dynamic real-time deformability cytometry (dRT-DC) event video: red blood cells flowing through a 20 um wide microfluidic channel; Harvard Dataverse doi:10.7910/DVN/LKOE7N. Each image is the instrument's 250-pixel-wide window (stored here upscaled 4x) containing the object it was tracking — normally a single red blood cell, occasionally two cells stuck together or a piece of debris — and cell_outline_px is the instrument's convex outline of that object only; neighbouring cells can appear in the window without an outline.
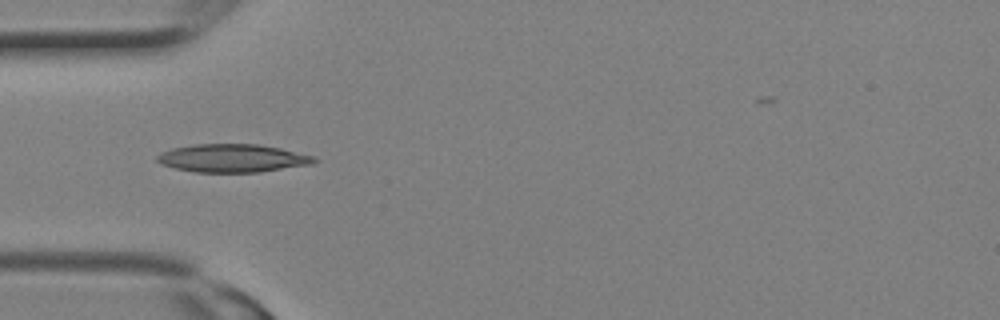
{"species": "Egyptian fruit bat (a non-hibernating species)", "species_latin": "Rousettus aegyptiacus", "temperature_condition": "room temperature", "stored_images_in_passage": 3, "camera_frame_rate_fps": 3000, "um_per_image_px": 0.085, "animal": {"sex": "female"}, "frame": {"image": 1, "passage_image": 3, "time_ms": 0.667, "image_size_px": [1000, 320], "cell_outline_px": [[320, 160], [312, 164], [260, 172], [196, 172], [176, 168], [160, 164], [156, 160], [156, 156], [160, 152], [172, 148], [196, 144], [260, 144], [280, 148], [312, 156]], "centroid_in_image_um": [19.75, 13.44], "position_along_channel_um": 65.3, "area_um2": 25.72}}